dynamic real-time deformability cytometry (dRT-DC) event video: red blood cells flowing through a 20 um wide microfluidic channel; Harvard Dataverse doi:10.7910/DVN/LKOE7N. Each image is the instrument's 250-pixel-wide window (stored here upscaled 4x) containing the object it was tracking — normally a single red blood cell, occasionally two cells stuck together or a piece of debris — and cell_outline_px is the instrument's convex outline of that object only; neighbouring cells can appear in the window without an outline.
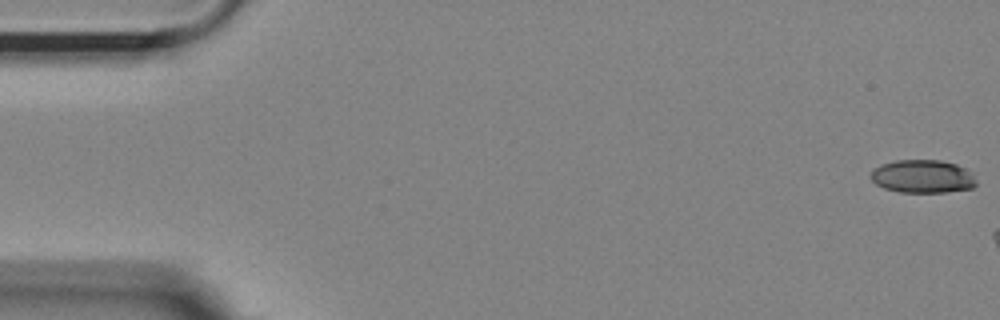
{"species": "Egyptian fruit bat (a non-hibernating species)", "species_latin": "Rousettus aegyptiacus", "temperature_condition": "room temperature", "stored_images_in_passage": 7, "camera_frame_rate_fps": 3000, "um_per_image_px": 0.085, "animal": {"sex": "female"}, "frame": {"image": 1, "passage_image": 1, "time_ms": 0.0, "image_size_px": [1000, 320], "cell_outline_px": [[976, 184], [972, 188], [948, 192], [900, 192], [884, 188], [876, 184], [872, 180], [872, 168], [880, 164], [896, 160], [940, 160], [956, 164], [968, 168], [976, 180]], "centroid_in_image_um": [78.44, 14.99], "position_along_channel_um": 6.6, "area_um2": 20.52}}